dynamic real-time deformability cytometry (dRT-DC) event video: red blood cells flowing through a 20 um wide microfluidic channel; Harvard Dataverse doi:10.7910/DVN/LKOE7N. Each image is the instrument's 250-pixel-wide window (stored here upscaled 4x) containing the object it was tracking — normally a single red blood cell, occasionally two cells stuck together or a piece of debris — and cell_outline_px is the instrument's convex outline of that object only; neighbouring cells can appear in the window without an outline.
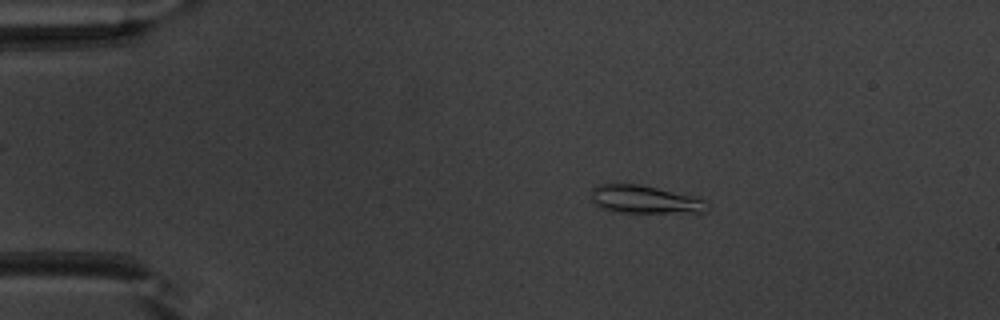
{"species": "common noctule bat (a hibernating species)", "species_latin": "Nyctalus noctula", "temperature_condition": "warm", "stored_images_in_passage": 50, "camera_frame_rate_fps": 3000, "um_per_image_px": 0.085, "animal": {"sex": "male", "body_mass_g": 20.1, "forearm_length_mm": 53.5}, "frame": {"image": 1, "passage_image": 9, "time_ms": 2.667, "image_size_px": [1000, 320], "cell_outline_px": [[708, 208], [704, 212], [612, 212], [600, 208], [592, 200], [592, 188], [604, 184], [640, 184], [700, 196], [704, 200]], "centroid_in_image_um": [54.84, 16.95], "position_along_channel_um": 30.2, "area_um2": 19.02}}
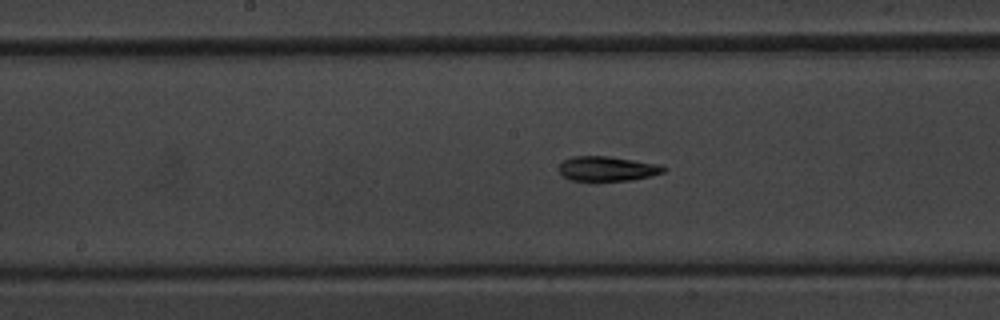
{"frame": {"image": 2, "passage_image": 26, "time_ms": 8.333, "image_size_px": [1000, 320], "cell_outline_px": [[668, 168], [664, 172], [652, 176], [628, 180], [572, 180], [564, 176], [560, 172], [560, 164], [564, 160], [572, 156], [608, 156], [660, 164]], "centroid_in_image_um": [51.67, 14.32], "position_along_channel_um": 196.5, "area_um2": 14.91}}
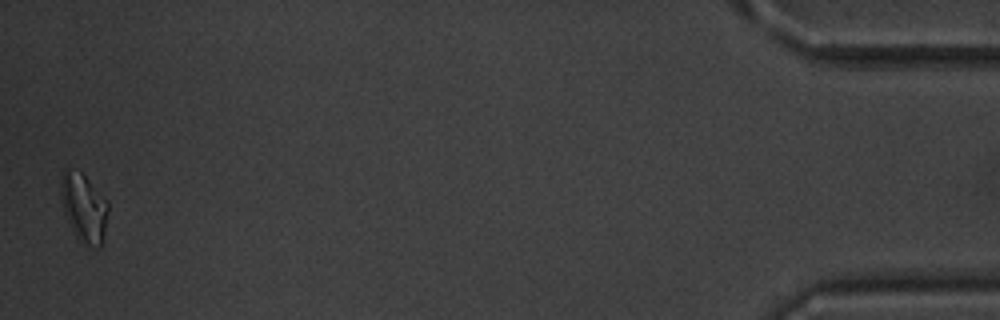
{"frame": {"image": 3, "passage_image": 50, "time_ms": 16.333, "image_size_px": [1000, 320], "cell_outline_px": [[108, 212], [100, 248], [96, 248], [84, 244], [76, 236], [64, 212], [60, 196], [60, 176], [64, 168], [80, 172], [108, 200]], "centroid_in_image_um": [7.11, 17.63], "position_along_channel_um": 428.1, "area_um2": 18.73}, "authors_computed_cell_mechanics": {"area_um2": 15.895, "velocity_mm_per_s": 3.9717, "shape_relaxation_time_tau1_ms": 6.0612, "shape_relaxation_time_tau2_ms": 2.7595, "deformation_change_tau1": 0.1641, "deformation_change_tau2": 0.1095}}